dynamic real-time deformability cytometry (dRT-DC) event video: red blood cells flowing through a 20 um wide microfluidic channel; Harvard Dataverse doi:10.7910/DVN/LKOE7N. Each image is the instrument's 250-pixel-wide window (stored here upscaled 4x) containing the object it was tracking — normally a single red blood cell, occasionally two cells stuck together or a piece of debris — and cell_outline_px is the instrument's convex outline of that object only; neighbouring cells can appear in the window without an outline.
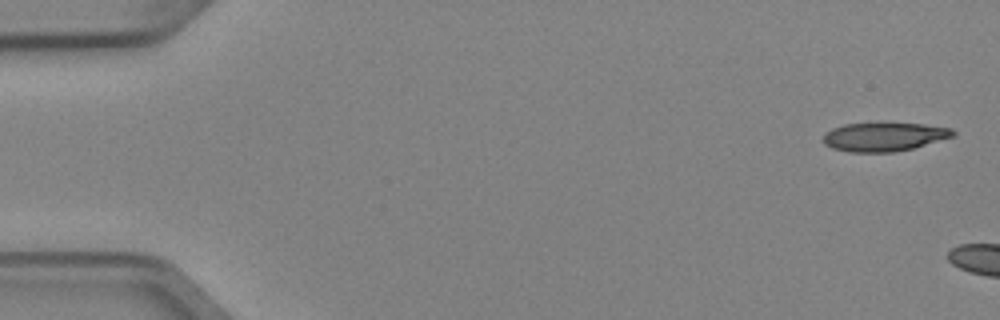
{"species": "Egyptian fruit bat (a non-hibernating species)", "species_latin": "Rousettus aegyptiacus", "temperature_condition": "cold", "stored_images_in_passage": 5, "segment_of_instrument_passage": [2, 2], "camera_frame_rate_fps": 3000, "um_per_image_px": 0.085, "animal": {"sex": "female"}, "frame": {"image": 1, "passage_image": 5, "time_ms": 1.333, "image_size_px": [1000, 320], "cell_outline_px": [[956, 136], [912, 148], [892, 152], [848, 152], [832, 148], [824, 144], [824, 132], [832, 128], [844, 124], [880, 120], [924, 124], [952, 128], [956, 132]], "centroid_in_image_um": [75.15, 11.57], "position_along_channel_um": 9.9, "area_um2": 22.72}}